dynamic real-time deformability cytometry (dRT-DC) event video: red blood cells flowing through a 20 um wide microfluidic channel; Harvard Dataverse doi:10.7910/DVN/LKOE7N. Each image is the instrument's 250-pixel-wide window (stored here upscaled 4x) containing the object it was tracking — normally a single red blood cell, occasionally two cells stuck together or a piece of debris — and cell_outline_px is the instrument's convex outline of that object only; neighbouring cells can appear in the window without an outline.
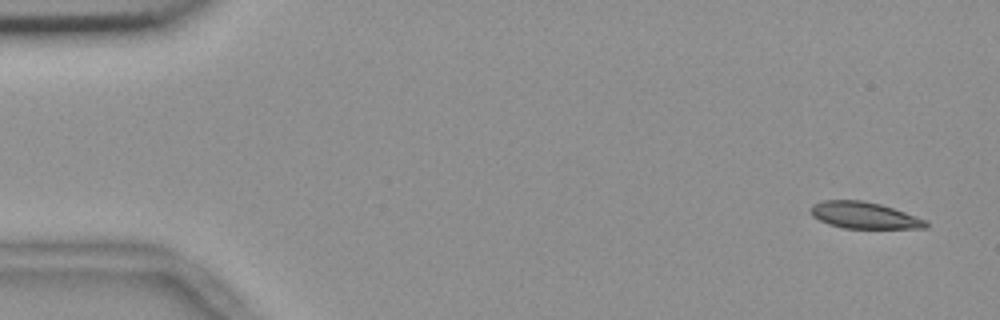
{"species": "common noctule bat (a hibernating species)", "species_latin": "Nyctalus noctula", "temperature_condition": "room temperature", "stored_images_in_passage": 53, "camera_frame_rate_fps": 3000, "um_per_image_px": 0.085, "animal": {"sex": "female", "body_mass_g": 18.4}, "frame": {"image": 1, "passage_image": 1, "time_ms": 0.0, "image_size_px": [1000, 320], "cell_outline_px": [[928, 228], [844, 228], [828, 224], [812, 216], [808, 208], [812, 204], [824, 200], [860, 200], [880, 204], [928, 220]], "centroid_in_image_um": [73.43, 18.3], "position_along_channel_um": 11.6, "area_um2": 17.86}}
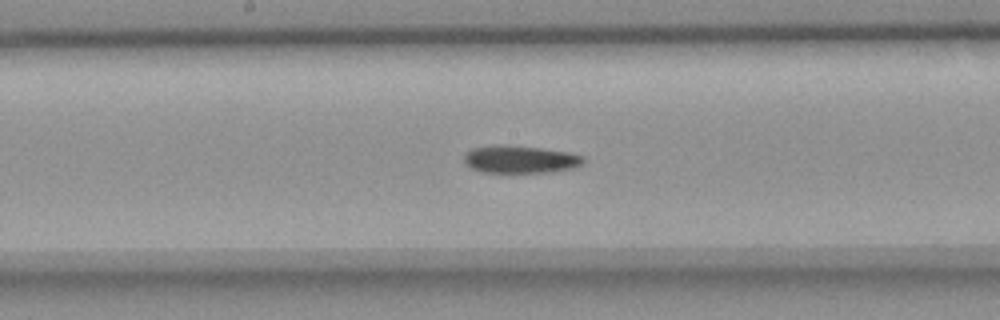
{"frame": {"image": 2, "passage_image": 27, "time_ms": 8.667, "image_size_px": [1000, 320], "cell_outline_px": [[584, 164], [576, 168], [552, 172], [480, 172], [468, 168], [464, 164], [464, 152], [472, 148], [500, 144], [540, 148], [568, 152], [584, 156]], "centroid_in_image_um": [44.19, 13.55], "position_along_channel_um": 204.0, "area_um2": 19.54}}
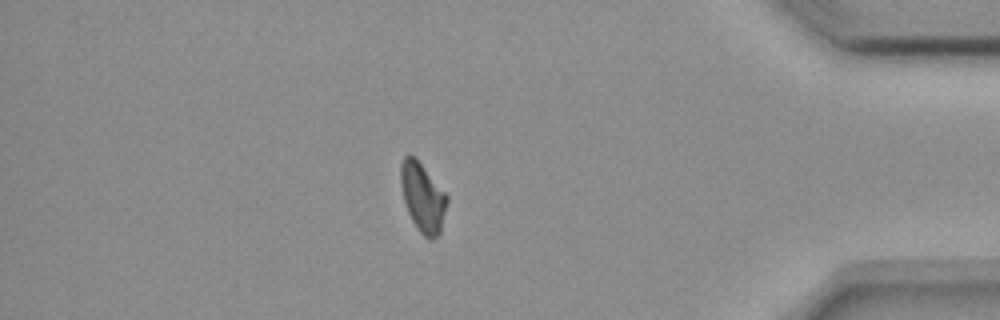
{"frame": {"image": 3, "passage_image": 46, "time_ms": 15.0, "image_size_px": [1000, 320], "cell_outline_px": [[448, 200], [440, 232], [432, 240], [428, 240], [420, 232], [412, 220], [408, 212], [404, 200], [400, 184], [400, 164], [404, 156], [416, 156], [448, 196]], "centroid_in_image_um": [35.92, 16.75], "position_along_channel_um": 399.3, "area_um2": 18.67}}